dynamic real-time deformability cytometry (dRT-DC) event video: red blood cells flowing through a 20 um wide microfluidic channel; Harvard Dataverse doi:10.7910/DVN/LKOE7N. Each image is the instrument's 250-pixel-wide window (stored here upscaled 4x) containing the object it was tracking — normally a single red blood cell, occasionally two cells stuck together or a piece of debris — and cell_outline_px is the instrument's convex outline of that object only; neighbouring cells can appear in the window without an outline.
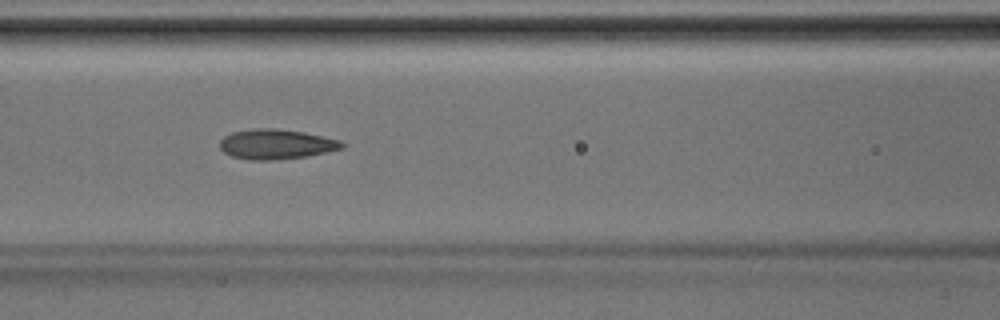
{"species": "Egyptian fruit bat (a non-hibernating species)", "species_latin": "Rousettus aegyptiacus", "temperature_condition": "room temperature", "stored_images_in_passage": 35, "camera_frame_rate_fps": 3000, "um_per_image_px": 0.085, "animal": {"sex": "male"}, "frame": {"image": 1, "passage_image": 11, "time_ms": 3.333, "image_size_px": [1000, 320], "cell_outline_px": [[344, 148], [304, 156], [272, 160], [248, 160], [232, 156], [224, 152], [220, 148], [220, 140], [224, 136], [232, 132], [252, 128], [272, 128], [304, 132], [340, 140], [344, 144]], "centroid_in_image_um": [23.43, 12.25], "position_along_channel_um": 143.2, "area_um2": 21.15}}
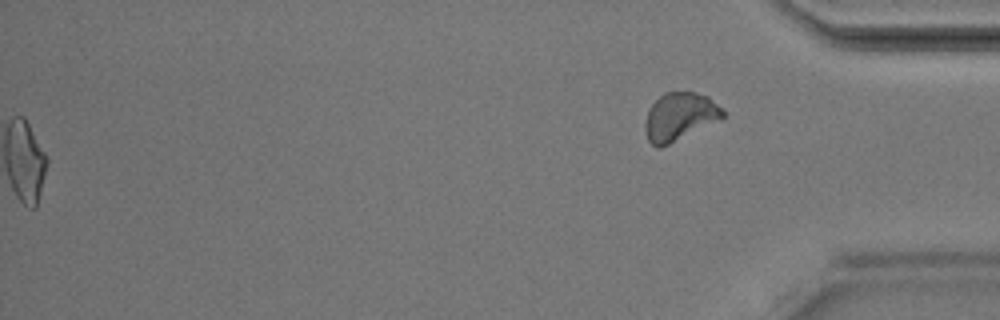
{"frame": {"image": 2, "passage_image": 35, "time_ms": 11.333, "image_size_px": [1000, 320], "cell_outline_px": [[724, 116], [720, 120], [660, 148], [656, 148], [648, 140], [644, 132], [644, 124], [648, 112], [652, 104], [664, 92], [696, 92], [708, 96], [724, 112]], "centroid_in_image_um": [57.74, 9.92], "position_along_channel_um": 377.5, "area_um2": 21.56}}